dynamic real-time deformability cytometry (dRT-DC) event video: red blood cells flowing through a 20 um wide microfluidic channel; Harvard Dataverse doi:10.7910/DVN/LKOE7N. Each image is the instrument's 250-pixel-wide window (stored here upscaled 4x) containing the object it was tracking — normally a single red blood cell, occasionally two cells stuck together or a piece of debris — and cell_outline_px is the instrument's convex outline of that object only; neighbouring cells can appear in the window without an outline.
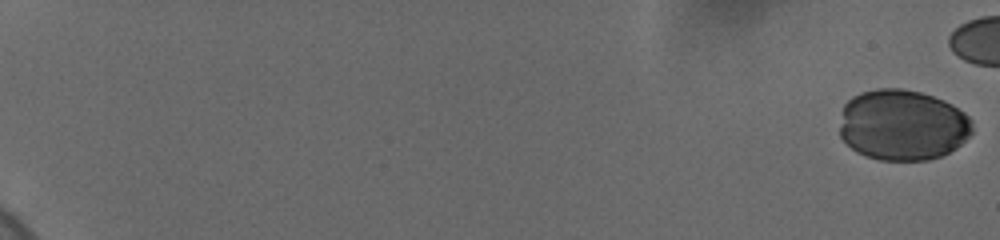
{"species": "human", "species_latin": "Homo sapiens", "temperature_condition": "cold", "stored_images_in_passage": 28, "camera_frame_rate_fps": 3000, "um_per_image_px": 0.085, "donor": {"sex": "female"}, "frame": {"image": 1, "passage_image": 1, "time_ms": 0.0, "image_size_px": [1000, 240], "cell_outline_px": [[972, 132], [956, 148], [940, 156], [928, 160], [880, 160], [864, 156], [856, 152], [840, 136], [840, 128], [844, 104], [852, 96], [860, 92], [876, 88], [900, 88], [920, 92], [944, 100], [952, 104], [964, 112], [972, 120]], "centroid_in_image_um": [76.71, 10.62], "position_along_channel_um": 8.3, "area_um2": 54.91}}